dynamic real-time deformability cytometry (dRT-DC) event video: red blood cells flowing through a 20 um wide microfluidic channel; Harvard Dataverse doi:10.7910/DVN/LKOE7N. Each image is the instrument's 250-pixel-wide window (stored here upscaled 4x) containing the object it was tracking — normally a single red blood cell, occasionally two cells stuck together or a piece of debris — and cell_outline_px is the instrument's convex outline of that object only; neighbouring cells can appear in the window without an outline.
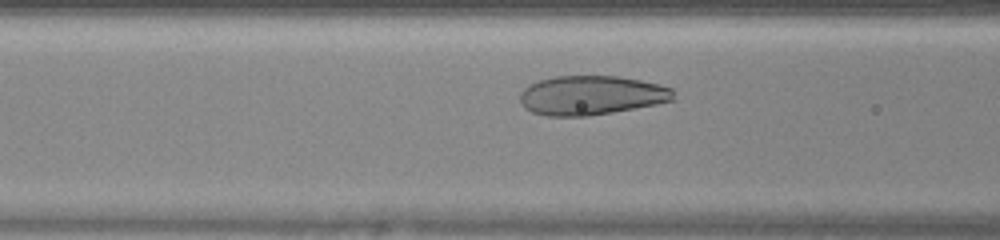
{"species": "human", "species_latin": "Homo sapiens", "temperature_condition": "warm", "stored_images_in_passage": 31, "camera_frame_rate_fps": 3000, "um_per_image_px": 0.085, "donor": {"sex": "female"}, "frame": {"image": 1, "passage_image": 10, "time_ms": 3.0, "image_size_px": [1000, 240], "cell_outline_px": [[676, 100], [656, 104], [612, 112], [588, 116], [548, 116], [532, 112], [524, 108], [520, 104], [520, 92], [528, 84], [540, 80], [556, 76], [616, 76], [640, 80], [660, 84], [672, 88]], "centroid_in_image_um": [50.25, 8.1], "position_along_channel_um": 116.3, "area_um2": 35.26}}
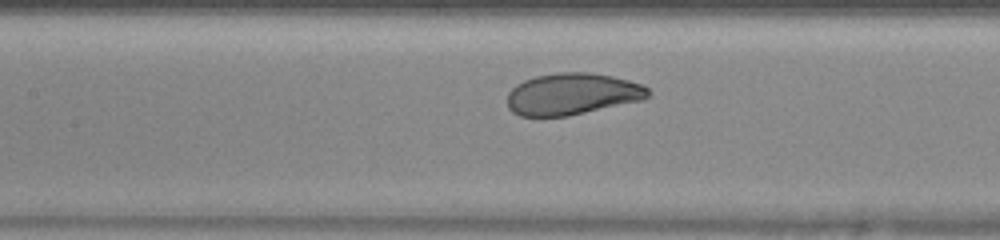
{"frame": {"image": 2, "passage_image": 13, "time_ms": 4.0, "image_size_px": [1000, 240], "cell_outline_px": [[652, 96], [644, 100], [568, 116], [520, 116], [512, 112], [508, 108], [508, 92], [516, 84], [524, 80], [536, 76], [556, 72], [588, 72], [612, 76], [644, 84], [652, 92]], "centroid_in_image_um": [48.68, 7.99], "position_along_channel_um": 158.7, "area_um2": 34.62}}
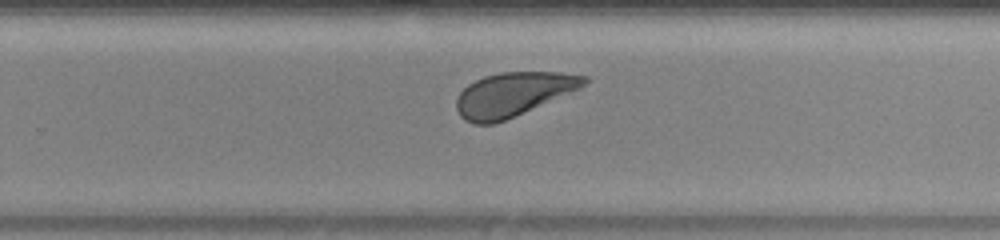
{"frame": {"image": 3, "passage_image": 22, "time_ms": 7.0, "image_size_px": [1000, 240], "cell_outline_px": [[588, 80], [580, 88], [572, 92], [504, 120], [492, 124], [472, 124], [464, 120], [460, 116], [456, 108], [456, 100], [460, 92], [468, 84], [484, 76], [500, 72], [560, 72], [588, 76]], "centroid_in_image_um": [43.59, 8.01], "position_along_channel_um": 286.2, "area_um2": 32.48}, "authors_computed_cell_mechanics": {"area_um2": 34.969, "velocity_mm_per_s": 4.2597, "shape_relaxation_time_tau1_ms": 2.7063, "shape_relaxation_time_tau2_ms": null, "deformation_change_tau1": 0.1266, "deformation_change_tau2": null}}